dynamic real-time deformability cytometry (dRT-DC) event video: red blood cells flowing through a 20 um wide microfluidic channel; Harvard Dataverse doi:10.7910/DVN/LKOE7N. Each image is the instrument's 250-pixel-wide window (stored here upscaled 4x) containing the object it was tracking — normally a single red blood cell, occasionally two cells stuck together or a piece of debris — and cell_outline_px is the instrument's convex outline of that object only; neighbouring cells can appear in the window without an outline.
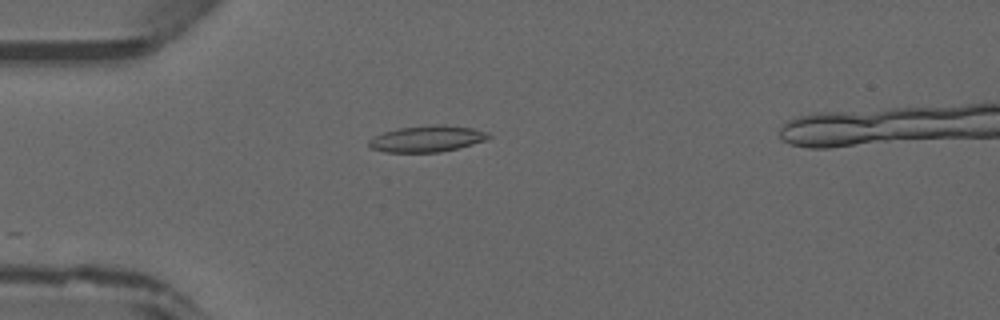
{"species": "common noctule bat (a hibernating species)", "species_latin": "Nyctalus noctula", "temperature_condition": "warm", "stored_images_in_passage": 7, "camera_frame_rate_fps": 3000, "um_per_image_px": 0.085, "animal": {"sex": "male", "forearm_length_mm": 52.5}, "frame": {"image": 1, "passage_image": 1, "time_ms": 0.0, "image_size_px": [1000, 320], "cell_outline_px": [[492, 136], [484, 140], [472, 144], [440, 152], [384, 152], [372, 148], [368, 144], [368, 140], [384, 132], [400, 128], [436, 124], [444, 124], [472, 128], [488, 132]], "centroid_in_image_um": [36.31, 11.79], "position_along_channel_um": 48.7, "area_um2": 18.15}}
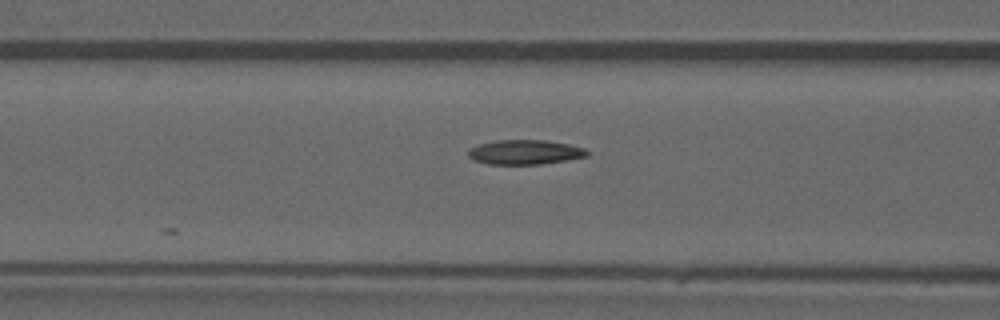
{"frame": {"image": 2, "passage_image": 7, "time_ms": 2.0, "image_size_px": [1000, 320], "cell_outline_px": [[588, 156], [568, 160], [540, 164], [488, 164], [476, 160], [468, 156], [468, 148], [476, 144], [496, 140], [548, 140], [568, 144], [584, 148], [588, 152]], "centroid_in_image_um": [44.6, 12.92], "position_along_channel_um": 122.0, "area_um2": 17.11}}